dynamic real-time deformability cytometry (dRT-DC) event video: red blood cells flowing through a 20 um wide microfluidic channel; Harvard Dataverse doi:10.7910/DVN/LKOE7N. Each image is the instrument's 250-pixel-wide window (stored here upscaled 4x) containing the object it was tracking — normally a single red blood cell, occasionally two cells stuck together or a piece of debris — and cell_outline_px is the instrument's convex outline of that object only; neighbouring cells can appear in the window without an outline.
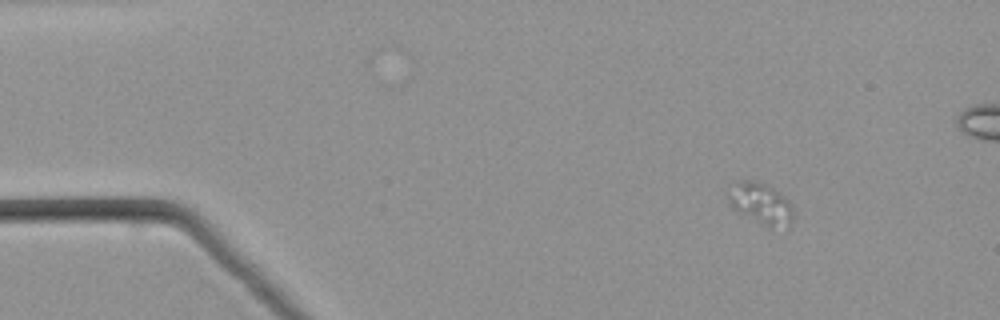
{"species": "common noctule bat (a hibernating species)", "species_latin": "Nyctalus noctula", "temperature_condition": "warm", "stored_images_in_passage": 12, "camera_frame_rate_fps": 3000, "um_per_image_px": 0.085, "animal": {"sex": "male", "body_mass_g": 21.5, "forearm_length_mm": 52.0}, "frame": {"image": 1, "passage_image": 1, "time_ms": 0.0, "image_size_px": [1000, 320], "cell_outline_px": [[796, 220], [788, 228], [768, 228], [736, 212], [728, 204], [728, 184], [732, 180], [752, 180], [764, 184], [780, 192], [792, 204]], "centroid_in_image_um": [64.67, 17.33], "position_along_channel_um": 20.3, "area_um2": 16.7}}